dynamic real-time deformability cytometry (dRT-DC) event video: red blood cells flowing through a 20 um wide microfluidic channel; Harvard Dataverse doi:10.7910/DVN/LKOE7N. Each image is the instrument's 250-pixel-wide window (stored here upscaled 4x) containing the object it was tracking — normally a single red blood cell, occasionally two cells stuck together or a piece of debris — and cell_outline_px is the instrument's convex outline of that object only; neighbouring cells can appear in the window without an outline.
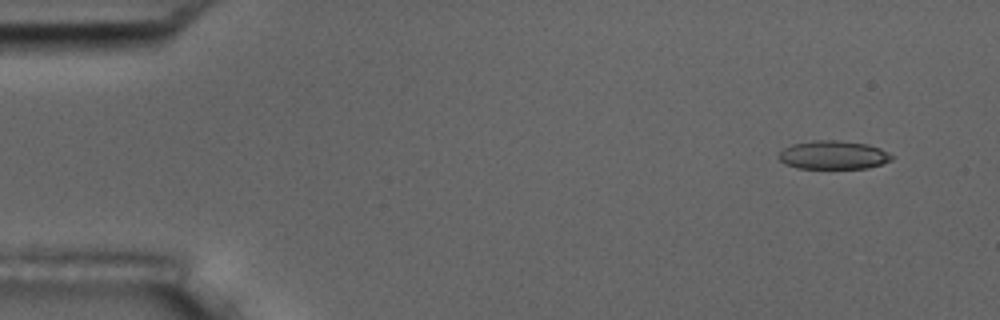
{"species": "common noctule bat (a hibernating species)", "species_latin": "Nyctalus noctula", "temperature_condition": "room temperature", "stored_images_in_passage": 6, "camera_frame_rate_fps": 3000, "um_per_image_px": 0.085, "animal": {"sex": "male", "body_mass_g": 17.5, "forearm_length_mm": 52.3}, "frame": {"image": 1, "passage_image": 1, "time_ms": 0.0, "image_size_px": [1000, 320], "cell_outline_px": [[892, 160], [868, 168], [796, 168], [784, 164], [776, 156], [784, 148], [792, 144], [812, 140], [836, 140], [868, 144], [880, 148], [888, 152], [892, 156]], "centroid_in_image_um": [70.8, 13.17], "position_along_channel_um": 14.2, "area_um2": 18.84}}
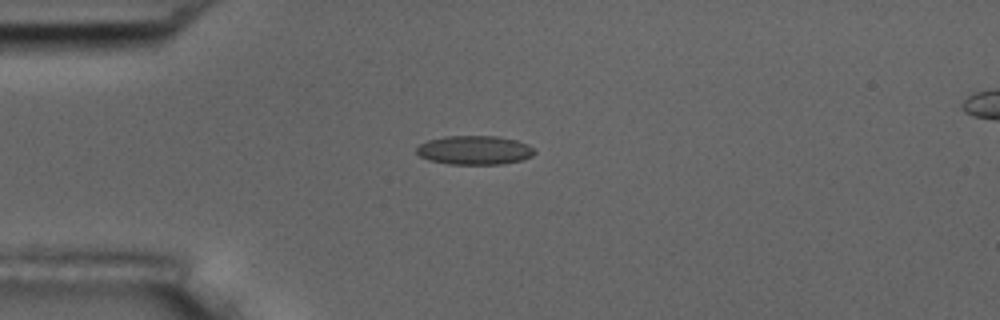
{"frame": {"image": 2, "passage_image": 4, "time_ms": 3.333, "image_size_px": [1000, 320], "cell_outline_px": [[536, 152], [532, 156], [524, 160], [500, 164], [448, 164], [428, 160], [420, 156], [416, 152], [416, 148], [420, 144], [428, 140], [444, 136], [500, 136], [516, 140], [528, 144]], "centroid_in_image_um": [40.34, 12.76], "position_along_channel_um": 44.7, "area_um2": 20.06}}